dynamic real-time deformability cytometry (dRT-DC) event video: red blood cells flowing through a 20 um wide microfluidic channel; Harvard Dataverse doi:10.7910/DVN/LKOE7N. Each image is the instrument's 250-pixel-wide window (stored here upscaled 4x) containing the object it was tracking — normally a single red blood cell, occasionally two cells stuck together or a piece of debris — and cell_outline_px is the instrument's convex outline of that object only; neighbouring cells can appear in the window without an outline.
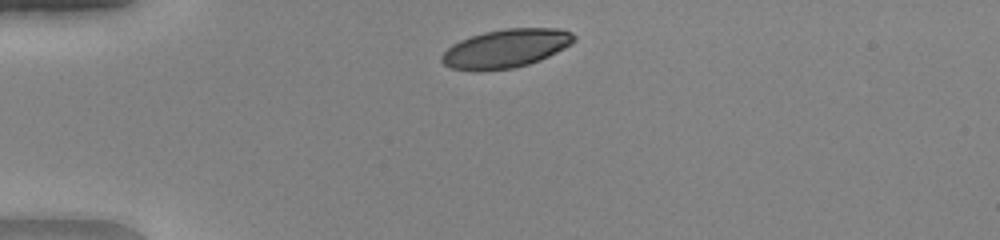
{"species": "human", "species_latin": "Homo sapiens", "temperature_condition": "warm", "stored_images_in_passage": 33, "camera_frame_rate_fps": 3000, "um_per_image_px": 0.085, "donor": {"sex": "female"}, "frame": {"image": 1, "passage_image": 3, "time_ms": 0.667, "image_size_px": [1000, 240], "cell_outline_px": [[576, 40], [572, 44], [540, 60], [528, 64], [512, 68], [480, 72], [476, 72], [452, 68], [444, 64], [440, 60], [440, 56], [452, 44], [460, 40], [484, 32], [504, 28], [556, 28], [572, 32], [576, 36]], "centroid_in_image_um": [42.99, 4.13], "position_along_channel_um": 42.0, "area_um2": 29.94}}
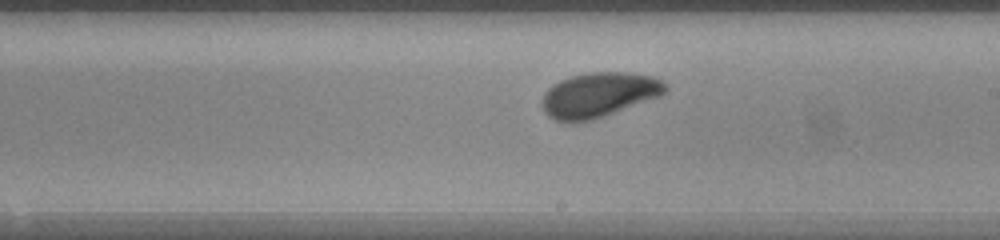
{"frame": {"image": 2, "passage_image": 20, "time_ms": 6.333, "image_size_px": [1000, 240], "cell_outline_px": [[668, 88], [660, 96], [604, 116], [592, 120], [556, 120], [548, 116], [544, 112], [540, 104], [544, 92], [552, 84], [560, 80], [572, 76], [588, 72], [628, 72], [652, 76], [664, 80]], "centroid_in_image_um": [50.9, 8.03], "position_along_channel_um": 238.1, "area_um2": 32.08}}
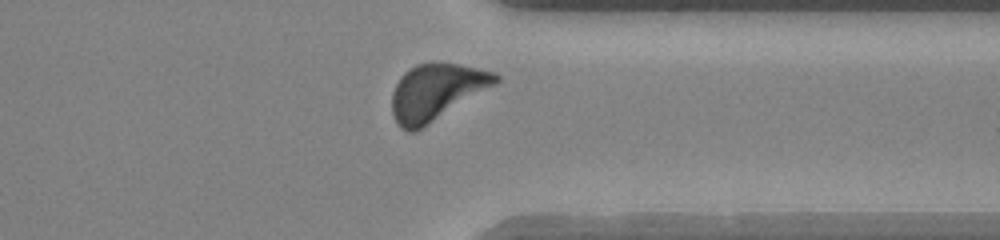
{"frame": {"image": 3, "passage_image": 30, "time_ms": 9.667, "image_size_px": [1000, 240], "cell_outline_px": [[500, 80], [496, 84], [416, 132], [408, 132], [400, 128], [396, 124], [392, 116], [392, 92], [400, 76], [404, 72], [416, 64], [456, 64], [496, 72], [500, 76]], "centroid_in_image_um": [37.06, 7.85], "position_along_channel_um": 374.3, "area_um2": 33.87}, "authors_computed_cell_mechanics": {"area_um2": 32.0212, "velocity_mm_per_s": 4.1134, "shape_relaxation_time_tau1_ms": 2.0744, "shape_relaxation_time_tau2_ms": 4.5985, "deformation_change_tau1": 0.1535, "deformation_change_tau2": 0.103}}